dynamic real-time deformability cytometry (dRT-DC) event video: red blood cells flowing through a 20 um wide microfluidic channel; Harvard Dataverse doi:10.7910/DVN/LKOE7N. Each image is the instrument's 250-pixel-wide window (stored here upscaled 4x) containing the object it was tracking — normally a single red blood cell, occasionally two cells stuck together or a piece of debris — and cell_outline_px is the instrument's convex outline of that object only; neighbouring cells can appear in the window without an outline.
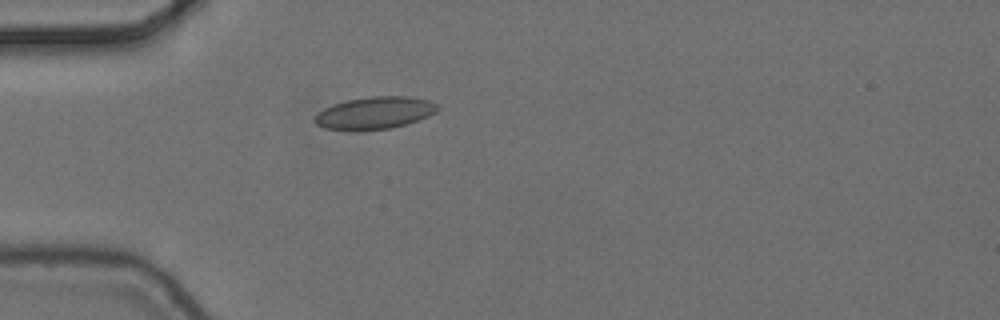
{"species": "common noctule bat (a hibernating species)", "species_latin": "Nyctalus noctula", "temperature_condition": "cold", "stored_images_in_passage": 4, "camera_frame_rate_fps": 3000, "um_per_image_px": 0.085, "animal": {"sex": "female", "body_mass_g": 24.6, "forearm_length_mm": 56.2}, "frame": {"image": 1, "passage_image": 4, "time_ms": 1.0, "image_size_px": [1000, 320], "cell_outline_px": [[440, 108], [436, 112], [428, 116], [392, 128], [356, 132], [324, 128], [316, 124], [312, 120], [316, 112], [332, 104], [348, 100], [372, 96], [408, 96], [428, 100], [436, 104]], "centroid_in_image_um": [31.78, 9.62], "position_along_channel_um": 53.2, "area_um2": 23.47}}